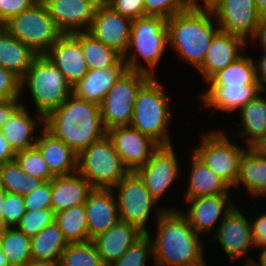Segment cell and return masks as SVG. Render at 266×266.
<instances>
[{
    "label": "cell",
    "instance_id": "12",
    "mask_svg": "<svg viewBox=\"0 0 266 266\" xmlns=\"http://www.w3.org/2000/svg\"><path fill=\"white\" fill-rule=\"evenodd\" d=\"M249 216L243 215L238 207H234L228 215L223 219L218 228H216L215 234L213 233L212 239H216L221 248L225 252L226 257L234 263L235 260L240 261L244 259L242 263L250 264L253 258L248 257V251L253 249L254 241L251 230ZM246 258V259H245Z\"/></svg>",
    "mask_w": 266,
    "mask_h": 266
},
{
    "label": "cell",
    "instance_id": "51",
    "mask_svg": "<svg viewBox=\"0 0 266 266\" xmlns=\"http://www.w3.org/2000/svg\"><path fill=\"white\" fill-rule=\"evenodd\" d=\"M15 159V152L0 132V166Z\"/></svg>",
    "mask_w": 266,
    "mask_h": 266
},
{
    "label": "cell",
    "instance_id": "26",
    "mask_svg": "<svg viewBox=\"0 0 266 266\" xmlns=\"http://www.w3.org/2000/svg\"><path fill=\"white\" fill-rule=\"evenodd\" d=\"M51 182V209L54 212L84 204L89 192L93 189L78 172L66 176H55Z\"/></svg>",
    "mask_w": 266,
    "mask_h": 266
},
{
    "label": "cell",
    "instance_id": "20",
    "mask_svg": "<svg viewBox=\"0 0 266 266\" xmlns=\"http://www.w3.org/2000/svg\"><path fill=\"white\" fill-rule=\"evenodd\" d=\"M45 56L63 73L71 87L89 71L81 42L73 34H63Z\"/></svg>",
    "mask_w": 266,
    "mask_h": 266
},
{
    "label": "cell",
    "instance_id": "43",
    "mask_svg": "<svg viewBox=\"0 0 266 266\" xmlns=\"http://www.w3.org/2000/svg\"><path fill=\"white\" fill-rule=\"evenodd\" d=\"M2 213L5 224L8 227H15L26 213L23 195L6 193Z\"/></svg>",
    "mask_w": 266,
    "mask_h": 266
},
{
    "label": "cell",
    "instance_id": "17",
    "mask_svg": "<svg viewBox=\"0 0 266 266\" xmlns=\"http://www.w3.org/2000/svg\"><path fill=\"white\" fill-rule=\"evenodd\" d=\"M131 25V19L115 12L111 7L99 6L87 32L123 56L128 48Z\"/></svg>",
    "mask_w": 266,
    "mask_h": 266
},
{
    "label": "cell",
    "instance_id": "31",
    "mask_svg": "<svg viewBox=\"0 0 266 266\" xmlns=\"http://www.w3.org/2000/svg\"><path fill=\"white\" fill-rule=\"evenodd\" d=\"M38 55L3 26L0 27V66L12 71L20 79Z\"/></svg>",
    "mask_w": 266,
    "mask_h": 266
},
{
    "label": "cell",
    "instance_id": "32",
    "mask_svg": "<svg viewBox=\"0 0 266 266\" xmlns=\"http://www.w3.org/2000/svg\"><path fill=\"white\" fill-rule=\"evenodd\" d=\"M73 35L81 42L83 56L89 70L126 67L119 52L94 38L87 31Z\"/></svg>",
    "mask_w": 266,
    "mask_h": 266
},
{
    "label": "cell",
    "instance_id": "23",
    "mask_svg": "<svg viewBox=\"0 0 266 266\" xmlns=\"http://www.w3.org/2000/svg\"><path fill=\"white\" fill-rule=\"evenodd\" d=\"M262 92L259 85L228 86L208 85V89L198 96L204 108L210 107L214 111H240L249 101Z\"/></svg>",
    "mask_w": 266,
    "mask_h": 266
},
{
    "label": "cell",
    "instance_id": "42",
    "mask_svg": "<svg viewBox=\"0 0 266 266\" xmlns=\"http://www.w3.org/2000/svg\"><path fill=\"white\" fill-rule=\"evenodd\" d=\"M145 13L151 16H160L166 19L188 10L189 0H144Z\"/></svg>",
    "mask_w": 266,
    "mask_h": 266
},
{
    "label": "cell",
    "instance_id": "18",
    "mask_svg": "<svg viewBox=\"0 0 266 266\" xmlns=\"http://www.w3.org/2000/svg\"><path fill=\"white\" fill-rule=\"evenodd\" d=\"M63 34L87 31L97 5L91 0H42Z\"/></svg>",
    "mask_w": 266,
    "mask_h": 266
},
{
    "label": "cell",
    "instance_id": "10",
    "mask_svg": "<svg viewBox=\"0 0 266 266\" xmlns=\"http://www.w3.org/2000/svg\"><path fill=\"white\" fill-rule=\"evenodd\" d=\"M150 77L142 72L126 70L115 82L100 104L106 131L130 125L138 91Z\"/></svg>",
    "mask_w": 266,
    "mask_h": 266
},
{
    "label": "cell",
    "instance_id": "46",
    "mask_svg": "<svg viewBox=\"0 0 266 266\" xmlns=\"http://www.w3.org/2000/svg\"><path fill=\"white\" fill-rule=\"evenodd\" d=\"M109 7L131 20L147 16L144 0H112Z\"/></svg>",
    "mask_w": 266,
    "mask_h": 266
},
{
    "label": "cell",
    "instance_id": "5",
    "mask_svg": "<svg viewBox=\"0 0 266 266\" xmlns=\"http://www.w3.org/2000/svg\"><path fill=\"white\" fill-rule=\"evenodd\" d=\"M168 97L156 76L150 77L138 91L130 123V126L149 136L159 146L173 145L168 133L173 116Z\"/></svg>",
    "mask_w": 266,
    "mask_h": 266
},
{
    "label": "cell",
    "instance_id": "14",
    "mask_svg": "<svg viewBox=\"0 0 266 266\" xmlns=\"http://www.w3.org/2000/svg\"><path fill=\"white\" fill-rule=\"evenodd\" d=\"M210 9L221 31L246 41L251 40L261 19L255 0H218Z\"/></svg>",
    "mask_w": 266,
    "mask_h": 266
},
{
    "label": "cell",
    "instance_id": "4",
    "mask_svg": "<svg viewBox=\"0 0 266 266\" xmlns=\"http://www.w3.org/2000/svg\"><path fill=\"white\" fill-rule=\"evenodd\" d=\"M167 45H169L167 19L151 15L139 17L132 20L128 48L122 56L123 62L127 70L154 77V69L159 65ZM139 57L147 66L140 63Z\"/></svg>",
    "mask_w": 266,
    "mask_h": 266
},
{
    "label": "cell",
    "instance_id": "25",
    "mask_svg": "<svg viewBox=\"0 0 266 266\" xmlns=\"http://www.w3.org/2000/svg\"><path fill=\"white\" fill-rule=\"evenodd\" d=\"M36 126H39L40 128L44 127V118L39 116L38 119H33L26 106L23 105L2 125L0 132L3 134V137L8 141V144L16 153L27 150L36 145L37 138L33 135L34 133L36 134V131L40 132L36 129Z\"/></svg>",
    "mask_w": 266,
    "mask_h": 266
},
{
    "label": "cell",
    "instance_id": "40",
    "mask_svg": "<svg viewBox=\"0 0 266 266\" xmlns=\"http://www.w3.org/2000/svg\"><path fill=\"white\" fill-rule=\"evenodd\" d=\"M149 256L153 257L152 242L148 234H144L131 245L117 261L109 266H145Z\"/></svg>",
    "mask_w": 266,
    "mask_h": 266
},
{
    "label": "cell",
    "instance_id": "58",
    "mask_svg": "<svg viewBox=\"0 0 266 266\" xmlns=\"http://www.w3.org/2000/svg\"><path fill=\"white\" fill-rule=\"evenodd\" d=\"M95 5L99 6H109L112 0H91Z\"/></svg>",
    "mask_w": 266,
    "mask_h": 266
},
{
    "label": "cell",
    "instance_id": "60",
    "mask_svg": "<svg viewBox=\"0 0 266 266\" xmlns=\"http://www.w3.org/2000/svg\"><path fill=\"white\" fill-rule=\"evenodd\" d=\"M260 148L266 153V141L260 146Z\"/></svg>",
    "mask_w": 266,
    "mask_h": 266
},
{
    "label": "cell",
    "instance_id": "54",
    "mask_svg": "<svg viewBox=\"0 0 266 266\" xmlns=\"http://www.w3.org/2000/svg\"><path fill=\"white\" fill-rule=\"evenodd\" d=\"M203 3L201 5L200 3ZM189 0L190 6L194 8H210L218 0Z\"/></svg>",
    "mask_w": 266,
    "mask_h": 266
},
{
    "label": "cell",
    "instance_id": "11",
    "mask_svg": "<svg viewBox=\"0 0 266 266\" xmlns=\"http://www.w3.org/2000/svg\"><path fill=\"white\" fill-rule=\"evenodd\" d=\"M120 221L135 225L145 234L149 232L147 222L157 201L145 187L142 178L136 172H128L114 187ZM115 189V191H114Z\"/></svg>",
    "mask_w": 266,
    "mask_h": 266
},
{
    "label": "cell",
    "instance_id": "16",
    "mask_svg": "<svg viewBox=\"0 0 266 266\" xmlns=\"http://www.w3.org/2000/svg\"><path fill=\"white\" fill-rule=\"evenodd\" d=\"M187 208H180L183 215L187 218L190 226L198 235H210L214 227L217 228L236 206L231 200V195L204 196L185 200ZM220 222H219V221ZM218 222V223H217ZM218 224V225H216Z\"/></svg>",
    "mask_w": 266,
    "mask_h": 266
},
{
    "label": "cell",
    "instance_id": "22",
    "mask_svg": "<svg viewBox=\"0 0 266 266\" xmlns=\"http://www.w3.org/2000/svg\"><path fill=\"white\" fill-rule=\"evenodd\" d=\"M145 233L138 227L124 221H118L106 232L99 234L91 241L100 254L103 263L109 266L139 240Z\"/></svg>",
    "mask_w": 266,
    "mask_h": 266
},
{
    "label": "cell",
    "instance_id": "29",
    "mask_svg": "<svg viewBox=\"0 0 266 266\" xmlns=\"http://www.w3.org/2000/svg\"><path fill=\"white\" fill-rule=\"evenodd\" d=\"M261 92L239 112L242 128L239 137L245 138L246 148H259L266 141V97Z\"/></svg>",
    "mask_w": 266,
    "mask_h": 266
},
{
    "label": "cell",
    "instance_id": "49",
    "mask_svg": "<svg viewBox=\"0 0 266 266\" xmlns=\"http://www.w3.org/2000/svg\"><path fill=\"white\" fill-rule=\"evenodd\" d=\"M20 98L0 100V129L2 125L11 118L23 105Z\"/></svg>",
    "mask_w": 266,
    "mask_h": 266
},
{
    "label": "cell",
    "instance_id": "48",
    "mask_svg": "<svg viewBox=\"0 0 266 266\" xmlns=\"http://www.w3.org/2000/svg\"><path fill=\"white\" fill-rule=\"evenodd\" d=\"M255 218V219H254ZM250 219L251 230L253 234L254 246L265 247L266 246V213L258 214V216Z\"/></svg>",
    "mask_w": 266,
    "mask_h": 266
},
{
    "label": "cell",
    "instance_id": "9",
    "mask_svg": "<svg viewBox=\"0 0 266 266\" xmlns=\"http://www.w3.org/2000/svg\"><path fill=\"white\" fill-rule=\"evenodd\" d=\"M202 134L200 143L194 147L192 153L234 188L239 177L241 158L246 149L230 141L222 130Z\"/></svg>",
    "mask_w": 266,
    "mask_h": 266
},
{
    "label": "cell",
    "instance_id": "39",
    "mask_svg": "<svg viewBox=\"0 0 266 266\" xmlns=\"http://www.w3.org/2000/svg\"><path fill=\"white\" fill-rule=\"evenodd\" d=\"M15 160L21 169L32 177L40 178L44 182L50 181L54 178L50 173L41 152L36 146L16 152Z\"/></svg>",
    "mask_w": 266,
    "mask_h": 266
},
{
    "label": "cell",
    "instance_id": "8",
    "mask_svg": "<svg viewBox=\"0 0 266 266\" xmlns=\"http://www.w3.org/2000/svg\"><path fill=\"white\" fill-rule=\"evenodd\" d=\"M3 27L38 56L45 55L63 35L42 0L12 17Z\"/></svg>",
    "mask_w": 266,
    "mask_h": 266
},
{
    "label": "cell",
    "instance_id": "45",
    "mask_svg": "<svg viewBox=\"0 0 266 266\" xmlns=\"http://www.w3.org/2000/svg\"><path fill=\"white\" fill-rule=\"evenodd\" d=\"M20 81L12 71L0 66V100L21 97Z\"/></svg>",
    "mask_w": 266,
    "mask_h": 266
},
{
    "label": "cell",
    "instance_id": "36",
    "mask_svg": "<svg viewBox=\"0 0 266 266\" xmlns=\"http://www.w3.org/2000/svg\"><path fill=\"white\" fill-rule=\"evenodd\" d=\"M54 221L62 231L68 243L88 241V228L85 205H75L69 209L55 212Z\"/></svg>",
    "mask_w": 266,
    "mask_h": 266
},
{
    "label": "cell",
    "instance_id": "57",
    "mask_svg": "<svg viewBox=\"0 0 266 266\" xmlns=\"http://www.w3.org/2000/svg\"><path fill=\"white\" fill-rule=\"evenodd\" d=\"M26 266H59V264L52 262L31 261Z\"/></svg>",
    "mask_w": 266,
    "mask_h": 266
},
{
    "label": "cell",
    "instance_id": "34",
    "mask_svg": "<svg viewBox=\"0 0 266 266\" xmlns=\"http://www.w3.org/2000/svg\"><path fill=\"white\" fill-rule=\"evenodd\" d=\"M253 57L245 54L225 69L216 73L206 83L208 85L245 86L259 85L256 77V66Z\"/></svg>",
    "mask_w": 266,
    "mask_h": 266
},
{
    "label": "cell",
    "instance_id": "33",
    "mask_svg": "<svg viewBox=\"0 0 266 266\" xmlns=\"http://www.w3.org/2000/svg\"><path fill=\"white\" fill-rule=\"evenodd\" d=\"M68 242L57 223L53 221L39 234L31 237V254L33 261L59 264L61 255Z\"/></svg>",
    "mask_w": 266,
    "mask_h": 266
},
{
    "label": "cell",
    "instance_id": "7",
    "mask_svg": "<svg viewBox=\"0 0 266 266\" xmlns=\"http://www.w3.org/2000/svg\"><path fill=\"white\" fill-rule=\"evenodd\" d=\"M77 172L92 188L112 189L129 170L106 134L78 154Z\"/></svg>",
    "mask_w": 266,
    "mask_h": 266
},
{
    "label": "cell",
    "instance_id": "55",
    "mask_svg": "<svg viewBox=\"0 0 266 266\" xmlns=\"http://www.w3.org/2000/svg\"><path fill=\"white\" fill-rule=\"evenodd\" d=\"M262 248V249H261ZM259 261L252 260L250 265L251 266H266V246L260 247Z\"/></svg>",
    "mask_w": 266,
    "mask_h": 266
},
{
    "label": "cell",
    "instance_id": "15",
    "mask_svg": "<svg viewBox=\"0 0 266 266\" xmlns=\"http://www.w3.org/2000/svg\"><path fill=\"white\" fill-rule=\"evenodd\" d=\"M106 134L129 172L144 166L159 147L149 136L130 125L111 128Z\"/></svg>",
    "mask_w": 266,
    "mask_h": 266
},
{
    "label": "cell",
    "instance_id": "3",
    "mask_svg": "<svg viewBox=\"0 0 266 266\" xmlns=\"http://www.w3.org/2000/svg\"><path fill=\"white\" fill-rule=\"evenodd\" d=\"M167 27L168 47L196 69L203 64L211 41L220 30L210 8L194 7L168 18Z\"/></svg>",
    "mask_w": 266,
    "mask_h": 266
},
{
    "label": "cell",
    "instance_id": "59",
    "mask_svg": "<svg viewBox=\"0 0 266 266\" xmlns=\"http://www.w3.org/2000/svg\"><path fill=\"white\" fill-rule=\"evenodd\" d=\"M0 266H9L5 255L0 251Z\"/></svg>",
    "mask_w": 266,
    "mask_h": 266
},
{
    "label": "cell",
    "instance_id": "53",
    "mask_svg": "<svg viewBox=\"0 0 266 266\" xmlns=\"http://www.w3.org/2000/svg\"><path fill=\"white\" fill-rule=\"evenodd\" d=\"M5 189L0 185V232L6 229L8 226L4 222V217L2 213V204L6 195Z\"/></svg>",
    "mask_w": 266,
    "mask_h": 266
},
{
    "label": "cell",
    "instance_id": "56",
    "mask_svg": "<svg viewBox=\"0 0 266 266\" xmlns=\"http://www.w3.org/2000/svg\"><path fill=\"white\" fill-rule=\"evenodd\" d=\"M255 3L261 19H266V0H255Z\"/></svg>",
    "mask_w": 266,
    "mask_h": 266
},
{
    "label": "cell",
    "instance_id": "19",
    "mask_svg": "<svg viewBox=\"0 0 266 266\" xmlns=\"http://www.w3.org/2000/svg\"><path fill=\"white\" fill-rule=\"evenodd\" d=\"M247 42L240 36L219 30L211 41L203 64L197 69L203 80L209 81L216 73L243 56Z\"/></svg>",
    "mask_w": 266,
    "mask_h": 266
},
{
    "label": "cell",
    "instance_id": "24",
    "mask_svg": "<svg viewBox=\"0 0 266 266\" xmlns=\"http://www.w3.org/2000/svg\"><path fill=\"white\" fill-rule=\"evenodd\" d=\"M41 130V135L37 137L35 146L41 152L50 173L54 177L76 173L78 154L44 127Z\"/></svg>",
    "mask_w": 266,
    "mask_h": 266
},
{
    "label": "cell",
    "instance_id": "13",
    "mask_svg": "<svg viewBox=\"0 0 266 266\" xmlns=\"http://www.w3.org/2000/svg\"><path fill=\"white\" fill-rule=\"evenodd\" d=\"M173 147L172 145L159 146L147 163L135 171L157 202L177 180L176 177L180 176V162Z\"/></svg>",
    "mask_w": 266,
    "mask_h": 266
},
{
    "label": "cell",
    "instance_id": "6",
    "mask_svg": "<svg viewBox=\"0 0 266 266\" xmlns=\"http://www.w3.org/2000/svg\"><path fill=\"white\" fill-rule=\"evenodd\" d=\"M21 94L29 89L39 116L45 118L72 94L63 73L45 56H37L20 81Z\"/></svg>",
    "mask_w": 266,
    "mask_h": 266
},
{
    "label": "cell",
    "instance_id": "37",
    "mask_svg": "<svg viewBox=\"0 0 266 266\" xmlns=\"http://www.w3.org/2000/svg\"><path fill=\"white\" fill-rule=\"evenodd\" d=\"M42 183V179L25 173L15 159L0 166V185L7 193L24 196L39 188Z\"/></svg>",
    "mask_w": 266,
    "mask_h": 266
},
{
    "label": "cell",
    "instance_id": "30",
    "mask_svg": "<svg viewBox=\"0 0 266 266\" xmlns=\"http://www.w3.org/2000/svg\"><path fill=\"white\" fill-rule=\"evenodd\" d=\"M243 184L251 196H266V153L259 148H247L240 162L235 189Z\"/></svg>",
    "mask_w": 266,
    "mask_h": 266
},
{
    "label": "cell",
    "instance_id": "35",
    "mask_svg": "<svg viewBox=\"0 0 266 266\" xmlns=\"http://www.w3.org/2000/svg\"><path fill=\"white\" fill-rule=\"evenodd\" d=\"M0 251L9 266H26L32 260L31 237L15 227H7L0 232Z\"/></svg>",
    "mask_w": 266,
    "mask_h": 266
},
{
    "label": "cell",
    "instance_id": "50",
    "mask_svg": "<svg viewBox=\"0 0 266 266\" xmlns=\"http://www.w3.org/2000/svg\"><path fill=\"white\" fill-rule=\"evenodd\" d=\"M261 58L255 61L257 82L262 90H266V50H263ZM258 61V64L256 63Z\"/></svg>",
    "mask_w": 266,
    "mask_h": 266
},
{
    "label": "cell",
    "instance_id": "44",
    "mask_svg": "<svg viewBox=\"0 0 266 266\" xmlns=\"http://www.w3.org/2000/svg\"><path fill=\"white\" fill-rule=\"evenodd\" d=\"M52 182L45 181L39 188L23 196L26 211L51 209Z\"/></svg>",
    "mask_w": 266,
    "mask_h": 266
},
{
    "label": "cell",
    "instance_id": "47",
    "mask_svg": "<svg viewBox=\"0 0 266 266\" xmlns=\"http://www.w3.org/2000/svg\"><path fill=\"white\" fill-rule=\"evenodd\" d=\"M39 0H0V24L32 7Z\"/></svg>",
    "mask_w": 266,
    "mask_h": 266
},
{
    "label": "cell",
    "instance_id": "38",
    "mask_svg": "<svg viewBox=\"0 0 266 266\" xmlns=\"http://www.w3.org/2000/svg\"><path fill=\"white\" fill-rule=\"evenodd\" d=\"M59 266H106L93 242L68 243Z\"/></svg>",
    "mask_w": 266,
    "mask_h": 266
},
{
    "label": "cell",
    "instance_id": "21",
    "mask_svg": "<svg viewBox=\"0 0 266 266\" xmlns=\"http://www.w3.org/2000/svg\"><path fill=\"white\" fill-rule=\"evenodd\" d=\"M88 241L106 232L120 219L113 189L93 188L86 199Z\"/></svg>",
    "mask_w": 266,
    "mask_h": 266
},
{
    "label": "cell",
    "instance_id": "41",
    "mask_svg": "<svg viewBox=\"0 0 266 266\" xmlns=\"http://www.w3.org/2000/svg\"><path fill=\"white\" fill-rule=\"evenodd\" d=\"M54 219L55 212L52 209L26 211L15 228L23 232L26 236L33 237L51 224Z\"/></svg>",
    "mask_w": 266,
    "mask_h": 266
},
{
    "label": "cell",
    "instance_id": "28",
    "mask_svg": "<svg viewBox=\"0 0 266 266\" xmlns=\"http://www.w3.org/2000/svg\"><path fill=\"white\" fill-rule=\"evenodd\" d=\"M190 156L191 172L183 198L189 200L204 196L229 195L228 191L232 188L193 153Z\"/></svg>",
    "mask_w": 266,
    "mask_h": 266
},
{
    "label": "cell",
    "instance_id": "27",
    "mask_svg": "<svg viewBox=\"0 0 266 266\" xmlns=\"http://www.w3.org/2000/svg\"><path fill=\"white\" fill-rule=\"evenodd\" d=\"M126 70L127 67L89 70L83 79L72 87V94L80 99L100 105L109 90Z\"/></svg>",
    "mask_w": 266,
    "mask_h": 266
},
{
    "label": "cell",
    "instance_id": "1",
    "mask_svg": "<svg viewBox=\"0 0 266 266\" xmlns=\"http://www.w3.org/2000/svg\"><path fill=\"white\" fill-rule=\"evenodd\" d=\"M159 207L156 238L150 236L155 266H207L201 237L178 208Z\"/></svg>",
    "mask_w": 266,
    "mask_h": 266
},
{
    "label": "cell",
    "instance_id": "52",
    "mask_svg": "<svg viewBox=\"0 0 266 266\" xmlns=\"http://www.w3.org/2000/svg\"><path fill=\"white\" fill-rule=\"evenodd\" d=\"M256 39L259 41L261 45L260 47H262L263 50H266V19H260L255 34L251 40L248 41L253 43L257 41Z\"/></svg>",
    "mask_w": 266,
    "mask_h": 266
},
{
    "label": "cell",
    "instance_id": "2",
    "mask_svg": "<svg viewBox=\"0 0 266 266\" xmlns=\"http://www.w3.org/2000/svg\"><path fill=\"white\" fill-rule=\"evenodd\" d=\"M44 128L77 154L107 133L100 105L73 94L44 118Z\"/></svg>",
    "mask_w": 266,
    "mask_h": 266
}]
</instances>
